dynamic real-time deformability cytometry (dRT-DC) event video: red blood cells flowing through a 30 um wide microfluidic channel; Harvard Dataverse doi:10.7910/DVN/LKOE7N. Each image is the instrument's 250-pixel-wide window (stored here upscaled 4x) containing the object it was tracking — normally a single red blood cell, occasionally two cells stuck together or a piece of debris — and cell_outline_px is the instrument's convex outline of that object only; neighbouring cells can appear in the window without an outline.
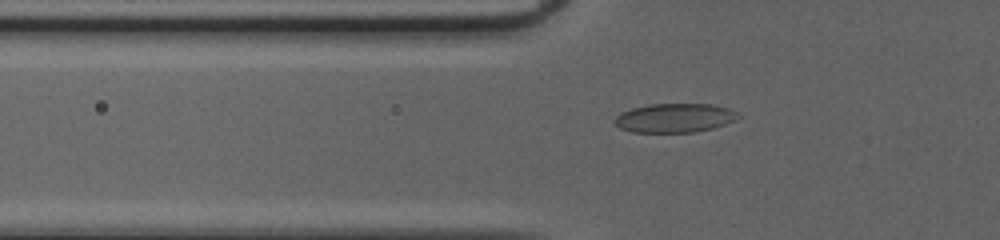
{"species": "common noctule bat (a hibernating species)", "species_latin": "Nyctalus noctula", "temperature_condition": "cold", "stored_images_in_passage": 52, "camera_frame_rate_fps": 3000, "um_per_image_px": 0.085, "animal": {"sex": "female", "body_mass_g": 20.0, "forearm_length_mm": 54.0}, "frame": {"image": 1, "passage_image": 20, "time_ms": 6.333, "image_size_px": [1000, 240], "cell_outline_px": [[740, 116], [736, 120], [712, 128], [696, 132], [632, 132], [620, 128], [612, 120], [620, 112], [632, 108], [652, 104], [712, 104], [728, 108], [736, 112]], "centroid_in_image_um": [57.32, 10.02], "position_along_channel_um": 68.5, "area_um2": 20.87}}
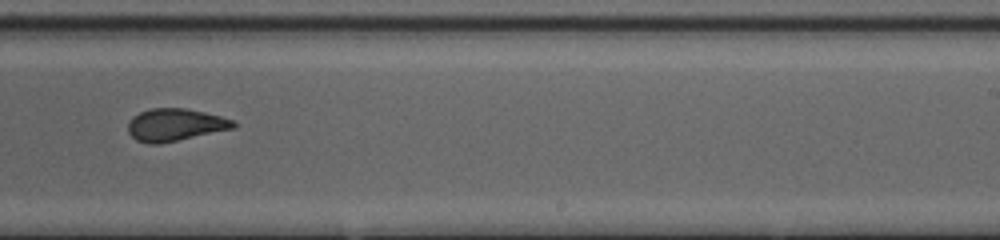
{"frame": {"image": 2, "passage_image": 35, "time_ms": 11.333, "image_size_px": [1000, 240], "cell_outline_px": [[236, 128], [160, 144], [148, 144], [136, 140], [128, 132], [128, 124], [132, 116], [140, 112], [152, 108], [184, 108], [204, 112], [220, 116], [232, 120], [236, 124]], "centroid_in_image_um": [14.87, 10.62], "position_along_channel_um": 274.1, "area_um2": 19.94}}
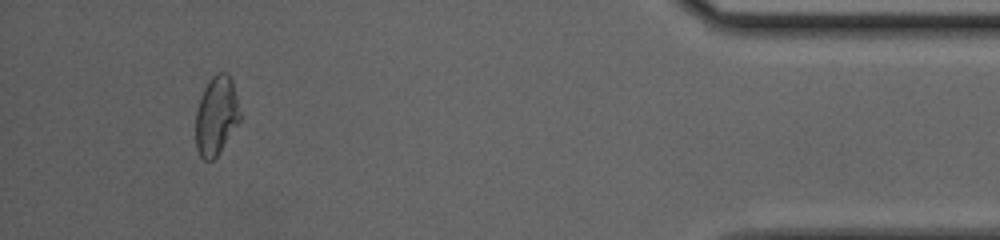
{"frame": {"image": 3, "passage_image": 49, "time_ms": 16.0, "image_size_px": [1000, 240], "cell_outline_px": [[240, 120], [216, 156], [212, 160], [204, 160], [200, 156], [196, 148], [196, 112], [204, 88], [208, 80], [216, 72], [228, 72], [232, 80], [240, 112]], "centroid_in_image_um": [18.38, 9.8], "position_along_channel_um": 416.8, "area_um2": 20.11}, "authors_computed_cell_mechanics": {"area_um2": 20.6057, "velocity_mm_per_s": 4.1687, "shape_relaxation_time_tau1_ms": null, "shape_relaxation_time_tau2_ms": 1.3536, "deformation_change_tau1": null, "deformation_change_tau2": 0.0555}}